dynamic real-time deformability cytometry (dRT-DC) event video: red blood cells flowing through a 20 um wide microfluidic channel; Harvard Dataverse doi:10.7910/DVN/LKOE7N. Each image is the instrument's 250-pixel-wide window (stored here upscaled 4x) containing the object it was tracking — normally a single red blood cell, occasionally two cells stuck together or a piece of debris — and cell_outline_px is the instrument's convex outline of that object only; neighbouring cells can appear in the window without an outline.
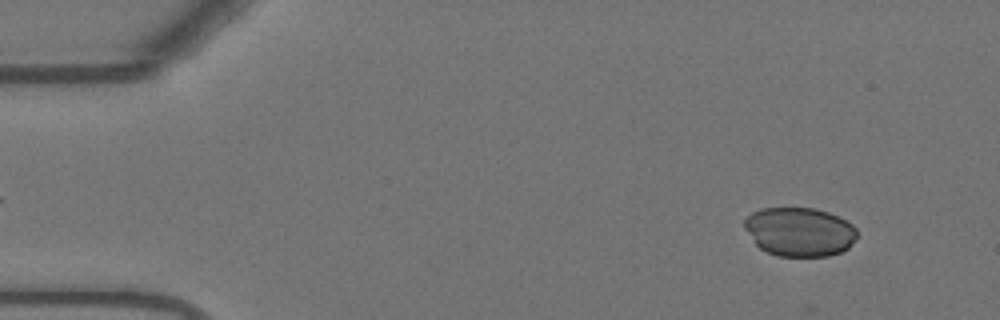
{"species": "Egyptian fruit bat (a non-hibernating species)", "species_latin": "Rousettus aegyptiacus", "temperature_condition": "warm", "stored_images_in_passage": 15, "camera_frame_rate_fps": 3000, "um_per_image_px": 0.085, "animal": {"sex": "female"}, "frame": {"image": 1, "passage_image": 3, "time_ms": 0.667, "image_size_px": [1000, 320], "cell_outline_px": [[856, 240], [848, 248], [840, 252], [828, 256], [780, 256], [768, 252], [760, 248], [756, 244], [744, 228], [744, 220], [752, 212], [760, 208], [816, 208], [828, 212], [852, 224], [856, 228]], "centroid_in_image_um": [67.96, 19.7], "position_along_channel_um": 17.0, "area_um2": 32.08}}
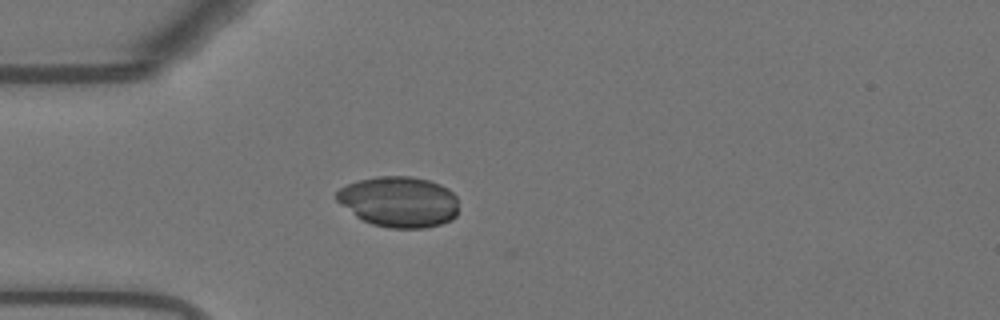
{"frame": {"image": 2, "passage_image": 13, "time_ms": 4.0, "image_size_px": [1000, 320], "cell_outline_px": [[456, 216], [452, 220], [440, 224], [424, 228], [388, 228], [372, 224], [356, 216], [336, 200], [336, 192], [340, 188], [348, 184], [360, 180], [376, 176], [412, 176], [428, 180], [440, 184], [448, 188], [456, 196]], "centroid_in_image_um": [33.92, 17.15], "position_along_channel_um": 51.1, "area_um2": 36.01}}